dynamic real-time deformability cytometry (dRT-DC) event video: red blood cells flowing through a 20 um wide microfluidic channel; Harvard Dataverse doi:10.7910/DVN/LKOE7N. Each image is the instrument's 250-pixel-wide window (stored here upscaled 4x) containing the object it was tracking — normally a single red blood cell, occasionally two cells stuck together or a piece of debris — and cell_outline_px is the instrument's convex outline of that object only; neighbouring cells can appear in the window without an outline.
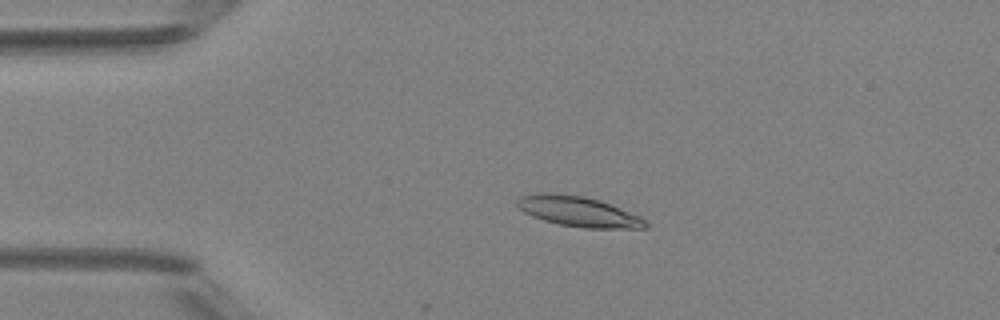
{"species": "Egyptian fruit bat (a non-hibernating species)", "species_latin": "Rousettus aegyptiacus", "temperature_condition": "room temperature", "stored_images_in_passage": 3, "camera_frame_rate_fps": 3000, "um_per_image_px": 0.085, "animal": {"sex": "female"}, "frame": {"image": 1, "passage_image": 2, "time_ms": 2.0, "image_size_px": [1000, 320], "cell_outline_px": [[648, 228], [584, 228], [560, 224], [544, 220], [532, 216], [524, 212], [516, 204], [516, 200], [520, 196], [536, 192], [552, 192], [584, 196], [600, 200], [640, 216], [648, 220]], "centroid_in_image_um": [49.16, 17.96], "position_along_channel_um": 35.8, "area_um2": 22.77}}